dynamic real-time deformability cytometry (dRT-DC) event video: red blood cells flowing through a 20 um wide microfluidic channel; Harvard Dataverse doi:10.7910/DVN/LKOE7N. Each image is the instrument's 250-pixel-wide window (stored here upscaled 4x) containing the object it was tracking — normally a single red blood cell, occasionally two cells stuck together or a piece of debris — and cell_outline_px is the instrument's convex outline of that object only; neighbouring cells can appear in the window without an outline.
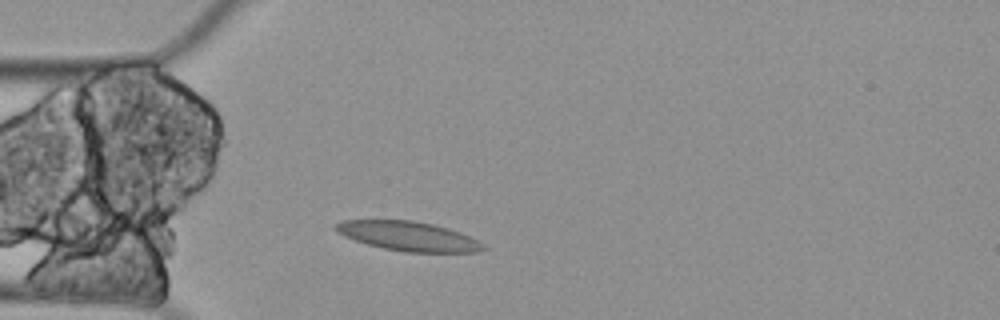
{"species": "Egyptian fruit bat (a non-hibernating species)", "species_latin": "Rousettus aegyptiacus", "temperature_condition": "cold", "stored_images_in_passage": 2, "camera_frame_rate_fps": 3000, "um_per_image_px": 0.085, "animal": {"sex": "female"}, "frame": {"image": 1, "passage_image": 2, "time_ms": 0.333, "image_size_px": [1000, 320], "cell_outline_px": [[488, 248], [476, 252], [404, 252], [384, 248], [368, 244], [344, 236], [336, 232], [332, 228], [336, 224], [344, 220], [412, 220], [432, 224], [448, 228], [460, 232], [484, 244]], "centroid_in_image_um": [34.7, 20.07], "position_along_channel_um": 50.3, "area_um2": 25.14}}